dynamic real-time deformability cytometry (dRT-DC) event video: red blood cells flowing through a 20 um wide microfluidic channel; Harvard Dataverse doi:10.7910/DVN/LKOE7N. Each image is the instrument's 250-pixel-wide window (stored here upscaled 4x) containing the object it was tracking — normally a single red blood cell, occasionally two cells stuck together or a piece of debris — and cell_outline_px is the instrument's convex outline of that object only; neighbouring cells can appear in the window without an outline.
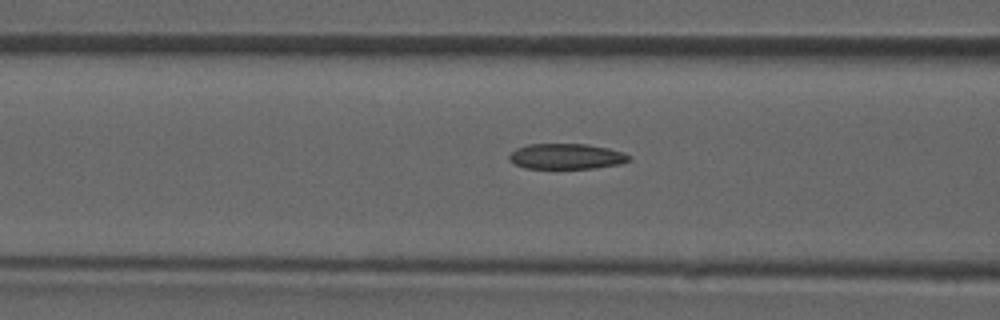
{"species": "common noctule bat (a hibernating species)", "species_latin": "Nyctalus noctula", "temperature_condition": "room temperature", "stored_images_in_passage": 35, "camera_frame_rate_fps": 3000, "um_per_image_px": 0.085, "animal": {"sex": "male", "forearm_length_mm": 52.5}, "frame": {"image": 1, "passage_image": 6, "time_ms": 1.667, "image_size_px": [1000, 320], "cell_outline_px": [[632, 156], [628, 160], [620, 164], [592, 168], [524, 168], [512, 164], [508, 160], [508, 156], [516, 148], [528, 144], [588, 144], [608, 148], [624, 152]], "centroid_in_image_um": [48.11, 13.29], "position_along_channel_um": 118.5, "area_um2": 17.92}}